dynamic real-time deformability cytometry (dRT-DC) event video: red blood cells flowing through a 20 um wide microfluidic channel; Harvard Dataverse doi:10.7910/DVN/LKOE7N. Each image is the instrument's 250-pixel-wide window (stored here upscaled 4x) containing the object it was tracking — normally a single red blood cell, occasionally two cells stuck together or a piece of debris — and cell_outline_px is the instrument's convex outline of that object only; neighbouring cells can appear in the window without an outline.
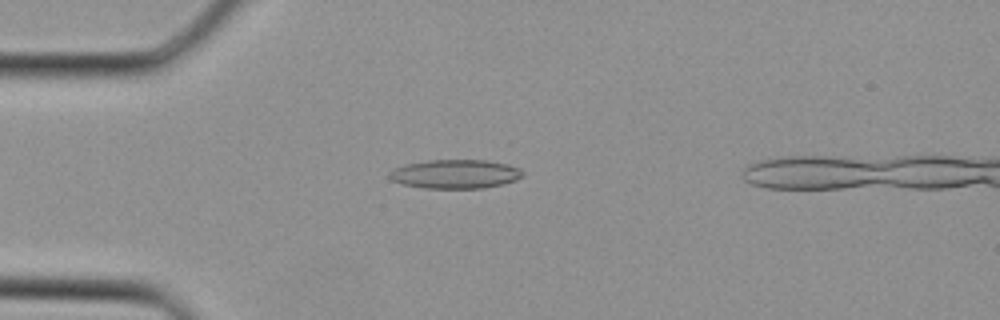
{"species": "Egyptian fruit bat (a non-hibernating species)", "species_latin": "Rousettus aegyptiacus", "temperature_condition": "cold", "stored_images_in_passage": 26, "camera_frame_rate_fps": 3000, "um_per_image_px": 0.085, "animal": {"sex": "female"}, "frame": {"image": 1, "passage_image": 2, "time_ms": 0.333, "image_size_px": [1000, 320], "cell_outline_px": [[524, 176], [516, 180], [484, 188], [424, 188], [404, 184], [392, 180], [388, 176], [388, 172], [404, 164], [428, 160], [484, 160], [508, 164], [520, 168], [524, 172]], "centroid_in_image_um": [38.71, 14.78], "position_along_channel_um": 46.3, "area_um2": 22.48}}
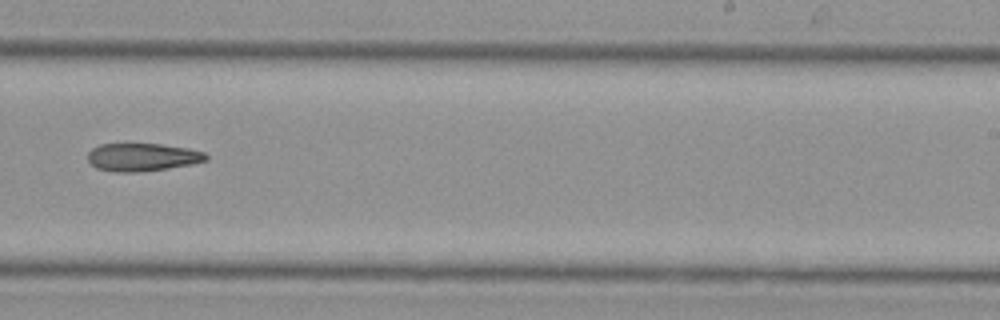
{"frame": {"image": 2, "passage_image": 15, "time_ms": 4.667, "image_size_px": [1000, 320], "cell_outline_px": [[208, 160], [192, 164], [168, 168], [136, 172], [116, 172], [96, 168], [88, 160], [88, 152], [92, 148], [100, 144], [124, 140], [160, 144], [188, 148], [204, 152], [208, 156]], "centroid_in_image_um": [12.05, 13.3], "position_along_channel_um": 276.9, "area_um2": 20.06}}
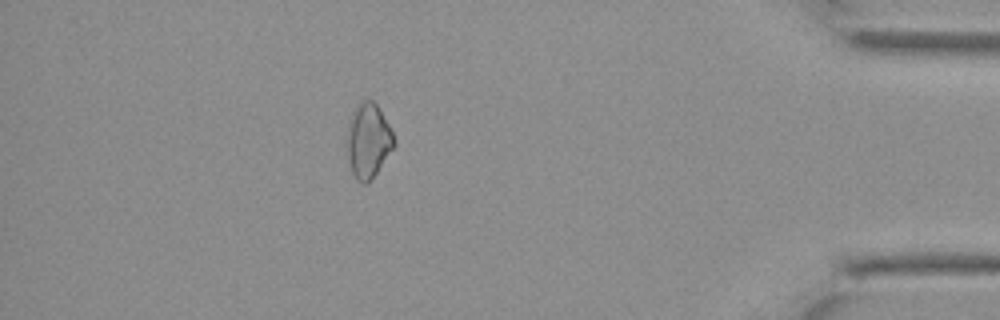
{"frame": {"image": 3, "passage_image": 24, "time_ms": 7.667, "image_size_px": [1000, 320], "cell_outline_px": [[396, 144], [368, 184], [360, 184], [356, 180], [352, 172], [348, 160], [344, 132], [356, 104], [368, 96], [376, 104], [388, 124], [396, 140]], "centroid_in_image_um": [31.25, 11.94], "position_along_channel_um": 403.9, "area_um2": 20.98}}